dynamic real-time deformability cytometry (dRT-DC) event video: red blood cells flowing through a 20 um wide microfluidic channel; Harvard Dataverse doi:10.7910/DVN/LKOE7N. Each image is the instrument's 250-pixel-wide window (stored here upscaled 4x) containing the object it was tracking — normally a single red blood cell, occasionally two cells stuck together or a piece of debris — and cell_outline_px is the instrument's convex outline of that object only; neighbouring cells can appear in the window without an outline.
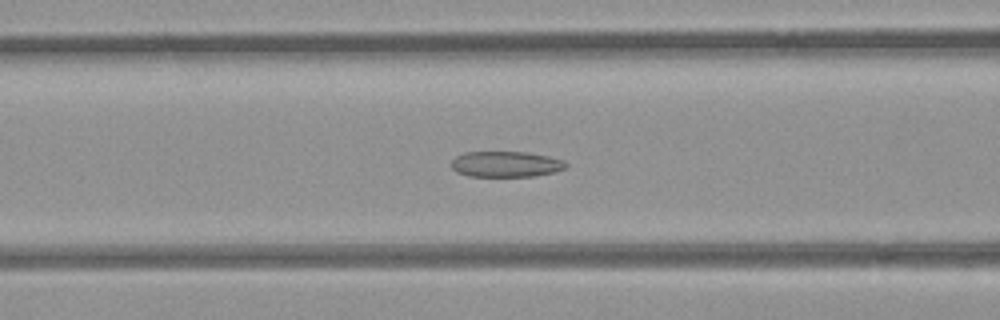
{"species": "common noctule bat (a hibernating species)", "species_latin": "Nyctalus noctula", "temperature_condition": "room temperature", "stored_images_in_passage": 52, "camera_frame_rate_fps": 3000, "um_per_image_px": 0.085, "animal": {"sex": "female", "body_mass_g": 21.9}, "frame": {"image": 1, "passage_image": 21, "time_ms": 6.667, "image_size_px": [1000, 320], "cell_outline_px": [[568, 164], [564, 168], [556, 172], [536, 176], [468, 176], [456, 172], [452, 168], [452, 160], [456, 156], [464, 152], [528, 152], [548, 156], [564, 160]], "centroid_in_image_um": [43.01, 13.95], "position_along_channel_um": 123.6, "area_um2": 17.28}}
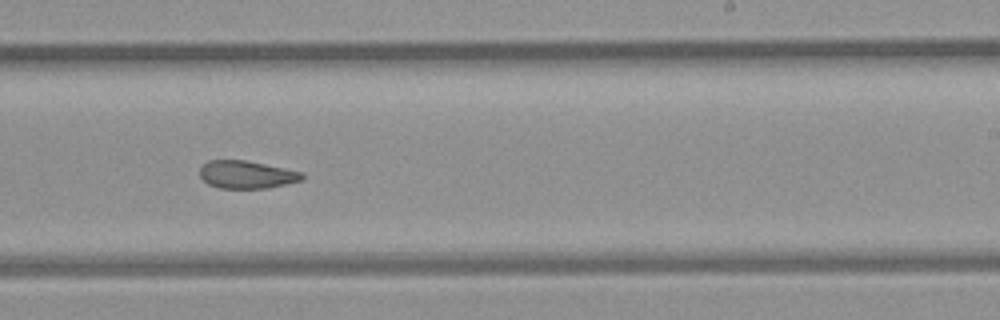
{"frame": {"image": 2, "passage_image": 32, "time_ms": 10.333, "image_size_px": [1000, 320], "cell_outline_px": [[304, 180], [268, 188], [220, 188], [208, 184], [200, 176], [200, 164], [208, 160], [244, 160], [304, 172]], "centroid_in_image_um": [20.96, 14.84], "position_along_channel_um": 268.0, "area_um2": 16.65}}
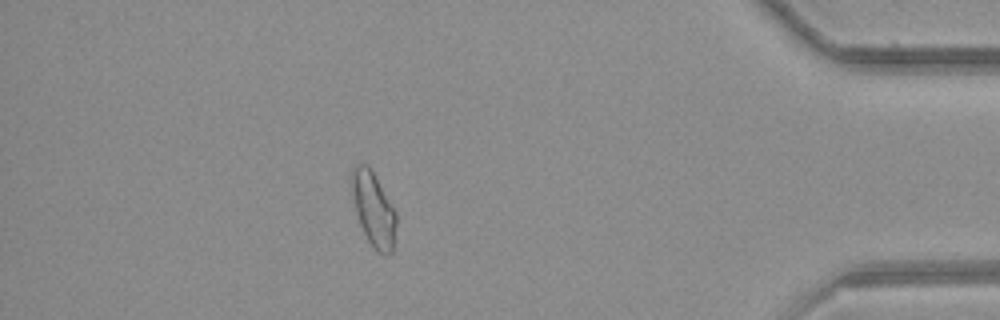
{"frame": {"image": 3, "passage_image": 46, "time_ms": 15.0, "image_size_px": [1000, 320], "cell_outline_px": [[396, 224], [392, 252], [388, 256], [384, 256], [376, 252], [372, 248], [360, 224], [356, 212], [352, 192], [352, 168], [356, 164], [368, 164], [396, 212]], "centroid_in_image_um": [31.76, 17.83], "position_along_channel_um": 403.4, "area_um2": 19.07}, "authors_computed_cell_mechanics": {"area_um2": 18.9295, "velocity_mm_per_s": 3.936, "shape_relaxation_time_tau1_ms": null, "shape_relaxation_time_tau2_ms": 1.933, "deformation_change_tau1": null, "deformation_change_tau2": 0.075}}